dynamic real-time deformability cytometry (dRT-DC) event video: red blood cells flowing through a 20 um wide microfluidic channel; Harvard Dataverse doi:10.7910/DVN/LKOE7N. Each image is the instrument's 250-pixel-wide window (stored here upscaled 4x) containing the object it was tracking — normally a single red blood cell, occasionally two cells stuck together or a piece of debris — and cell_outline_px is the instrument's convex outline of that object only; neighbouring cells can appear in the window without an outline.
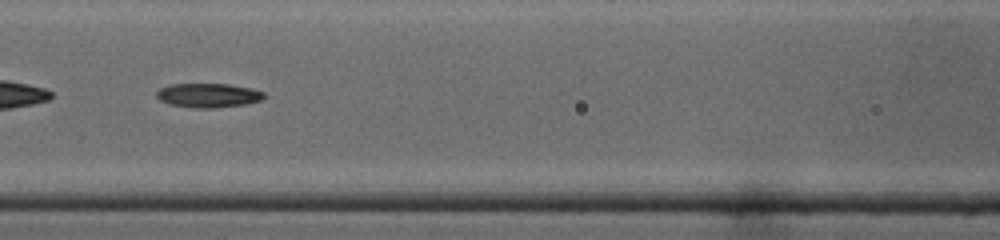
{"species": "common noctule bat (a hibernating species)", "species_latin": "Nyctalus noctula", "temperature_condition": "cold", "stored_images_in_passage": 44, "segment_of_instrument_passage": [2, 2], "camera_frame_rate_fps": 3000, "um_per_image_px": 0.085, "animal": {"sex": "male", "body_mass_g": 19.0, "forearm_length_mm": 50.8}, "frame": {"image": 1, "passage_image": 19, "time_ms": 6.0, "image_size_px": [1000, 240], "cell_outline_px": [[264, 96], [260, 100], [244, 104], [212, 108], [192, 108], [168, 104], [160, 100], [156, 96], [156, 92], [160, 88], [172, 84], [228, 84], [248, 88], [264, 92]], "centroid_in_image_um": [17.64, 8.11], "position_along_channel_um": 149.0, "area_um2": 14.97}}
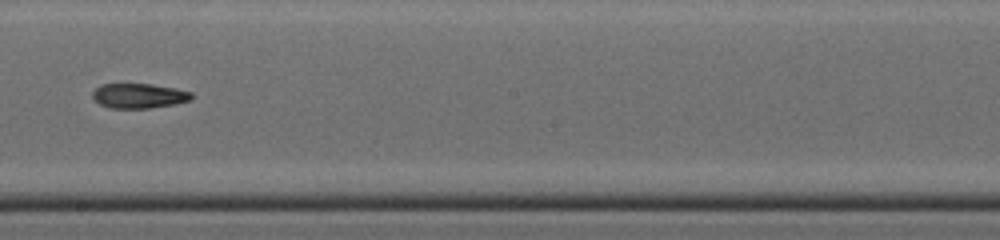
{"frame": {"image": 2, "passage_image": 25, "time_ms": 8.0, "image_size_px": [1000, 240], "cell_outline_px": [[192, 100], [172, 104], [148, 108], [108, 108], [100, 104], [92, 96], [92, 92], [100, 84], [152, 84], [176, 88], [192, 92]], "centroid_in_image_um": [11.8, 8.14], "position_along_channel_um": 236.4, "area_um2": 14.28}}
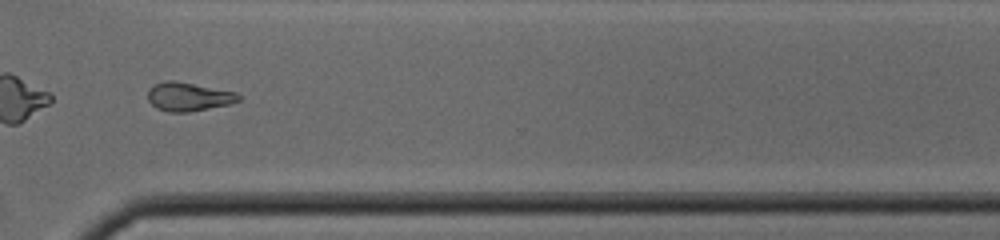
{"frame": {"image": 3, "passage_image": 33, "time_ms": 10.667, "image_size_px": [1000, 240], "cell_outline_px": [[240, 100], [232, 104], [188, 112], [168, 112], [156, 108], [148, 100], [148, 92], [156, 84], [164, 80], [172, 80], [236, 92], [240, 96]], "centroid_in_image_um": [16.04, 8.23], "position_along_channel_um": 354.6, "area_um2": 15.03}}